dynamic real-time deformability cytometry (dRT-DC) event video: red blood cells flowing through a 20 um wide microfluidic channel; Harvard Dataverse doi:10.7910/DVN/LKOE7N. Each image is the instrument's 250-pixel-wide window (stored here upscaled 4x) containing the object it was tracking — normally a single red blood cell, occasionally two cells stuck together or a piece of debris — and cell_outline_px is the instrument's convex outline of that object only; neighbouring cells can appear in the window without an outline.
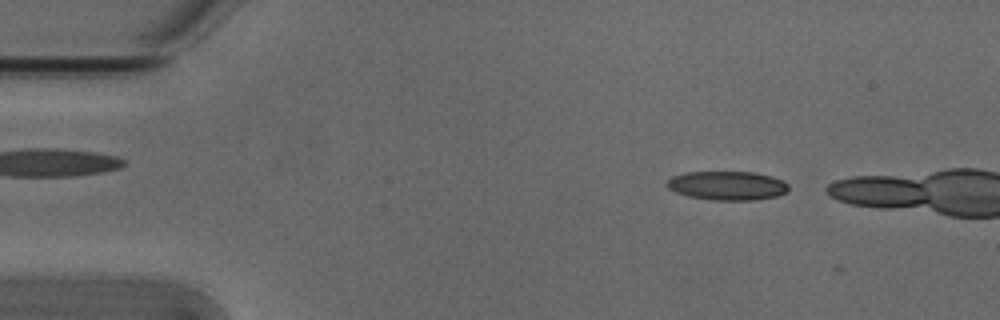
{"species": "Egyptian fruit bat (a non-hibernating species)", "species_latin": "Rousettus aegyptiacus", "temperature_condition": "cold", "stored_images_in_passage": 5, "camera_frame_rate_fps": 3000, "um_per_image_px": 0.085, "animal": {"sex": "male"}, "frame": {"image": 1, "passage_image": 3, "time_ms": 0.667, "image_size_px": [1000, 320], "cell_outline_px": [[788, 188], [784, 192], [776, 196], [756, 200], [712, 200], [688, 196], [676, 192], [668, 188], [664, 184], [672, 176], [684, 172], [752, 172], [772, 176], [784, 180], [788, 184]], "centroid_in_image_um": [61.79, 15.77], "position_along_channel_um": 23.2, "area_um2": 20.58}}